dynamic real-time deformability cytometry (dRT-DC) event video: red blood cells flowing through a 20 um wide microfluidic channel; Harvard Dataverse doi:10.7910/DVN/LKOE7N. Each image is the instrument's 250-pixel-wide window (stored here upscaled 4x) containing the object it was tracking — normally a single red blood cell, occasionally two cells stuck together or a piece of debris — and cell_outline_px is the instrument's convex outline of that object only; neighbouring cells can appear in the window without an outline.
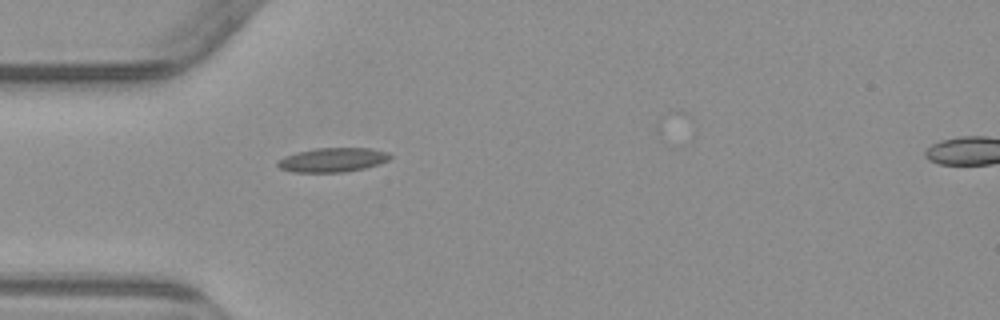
{"species": "common noctule bat (a hibernating species)", "species_latin": "Nyctalus noctula", "temperature_condition": "warm", "stored_images_in_passage": 2, "segment_of_instrument_passage": [1, 2], "camera_frame_rate_fps": 3000, "um_per_image_px": 0.085, "animal": {"sex": "male", "body_mass_g": 23.1, "forearm_length_mm": 52.7}, "frame": {"image": 1, "passage_image": 1, "time_ms": 0.0, "image_size_px": [1000, 320], "cell_outline_px": [[392, 156], [388, 160], [364, 168], [344, 172], [292, 172], [280, 168], [276, 164], [284, 156], [296, 152], [316, 148], [368, 148], [388, 152]], "centroid_in_image_um": [28.25, 13.59], "position_along_channel_um": 56.7, "area_um2": 15.72}}